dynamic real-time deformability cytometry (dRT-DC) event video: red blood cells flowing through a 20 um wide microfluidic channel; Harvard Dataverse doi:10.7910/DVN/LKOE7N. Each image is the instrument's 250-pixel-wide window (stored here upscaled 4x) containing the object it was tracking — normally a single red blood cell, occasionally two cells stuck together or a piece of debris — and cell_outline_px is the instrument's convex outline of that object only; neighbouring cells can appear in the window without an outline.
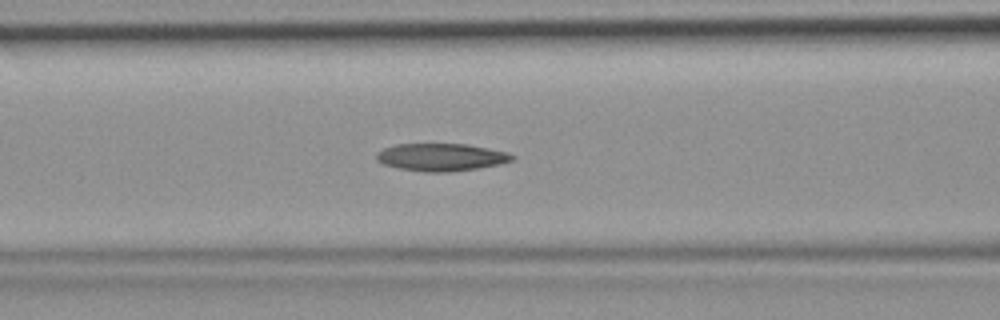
{"species": "common noctule bat (a hibernating species)", "species_latin": "Nyctalus noctula", "temperature_condition": "room temperature", "stored_images_in_passage": 46, "camera_frame_rate_fps": 3000, "um_per_image_px": 0.085, "animal": {"sex": "female", "body_mass_g": 19.9}, "frame": {"image": 1, "passage_image": 18, "time_ms": 5.667, "image_size_px": [1000, 320], "cell_outline_px": [[516, 156], [512, 160], [500, 164], [452, 172], [424, 172], [400, 168], [384, 164], [376, 160], [376, 152], [384, 148], [396, 144], [468, 144], [508, 152]], "centroid_in_image_um": [37.5, 13.36], "position_along_channel_um": 129.1, "area_um2": 21.79}}
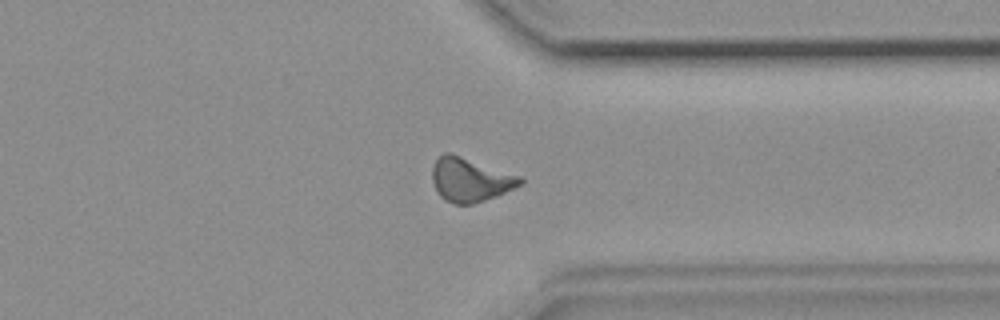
{"frame": {"image": 2, "passage_image": 35, "time_ms": 11.333, "image_size_px": [1000, 320], "cell_outline_px": [[524, 180], [520, 184], [496, 196], [472, 204], [456, 204], [444, 200], [436, 192], [432, 180], [432, 164], [444, 152], [452, 152], [520, 176]], "centroid_in_image_um": [39.91, 15.26], "position_along_channel_um": 371.5, "area_um2": 22.48}}
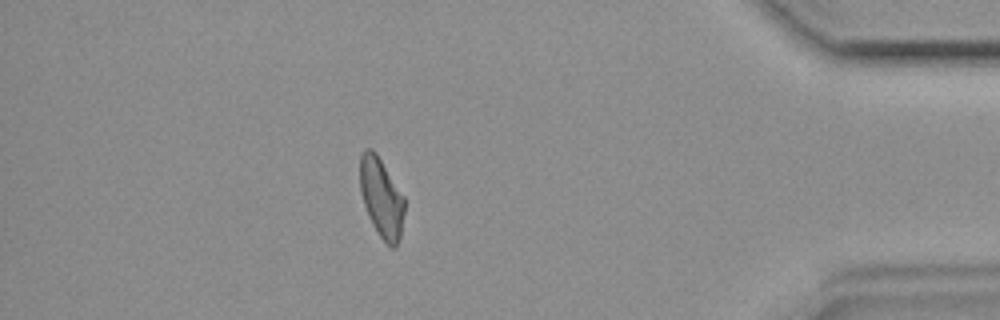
{"frame": {"image": 3, "passage_image": 40, "time_ms": 13.0, "image_size_px": [1000, 320], "cell_outline_px": [[404, 212], [400, 236], [396, 248], [392, 248], [380, 236], [372, 224], [368, 216], [364, 204], [360, 188], [360, 156], [364, 148], [372, 148], [376, 152], [404, 196]], "centroid_in_image_um": [32.41, 16.78], "position_along_channel_um": 402.8, "area_um2": 20.52}}